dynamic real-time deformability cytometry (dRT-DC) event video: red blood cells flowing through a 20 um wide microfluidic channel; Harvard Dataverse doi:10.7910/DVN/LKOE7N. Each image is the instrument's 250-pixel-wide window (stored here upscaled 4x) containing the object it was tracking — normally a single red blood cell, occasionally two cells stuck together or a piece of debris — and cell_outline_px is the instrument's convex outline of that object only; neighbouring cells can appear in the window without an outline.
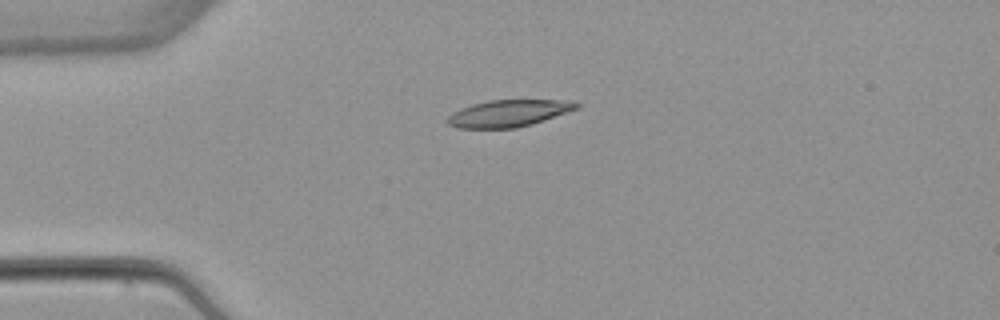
{"species": "common noctule bat (a hibernating species)", "species_latin": "Nyctalus noctula", "temperature_condition": "warm", "stored_images_in_passage": 3, "camera_frame_rate_fps": 3000, "um_per_image_px": 0.085, "animal": {"sex": "female", "body_mass_g": 22.7, "forearm_length_mm": 54.2}, "frame": {"image": 1, "passage_image": 2, "time_ms": 1.333, "image_size_px": [1000, 320], "cell_outline_px": [[580, 108], [532, 124], [516, 128], [456, 128], [448, 124], [448, 116], [452, 112], [460, 108], [472, 104], [488, 100], [572, 100], [580, 104]], "centroid_in_image_um": [43.25, 9.62], "position_along_channel_um": 41.8, "area_um2": 20.35}}